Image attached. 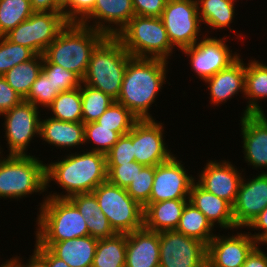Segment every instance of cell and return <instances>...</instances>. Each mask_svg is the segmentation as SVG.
I'll use <instances>...</instances> for the list:
<instances>
[{
  "label": "cell",
  "mask_w": 267,
  "mask_h": 267,
  "mask_svg": "<svg viewBox=\"0 0 267 267\" xmlns=\"http://www.w3.org/2000/svg\"><path fill=\"white\" fill-rule=\"evenodd\" d=\"M85 150L80 154H68L57 162L45 163L46 192L51 181L65 190V194L49 192L46 197L70 198L76 194L92 193L107 180L106 154Z\"/></svg>",
  "instance_id": "6da1fadb"
},
{
  "label": "cell",
  "mask_w": 267,
  "mask_h": 267,
  "mask_svg": "<svg viewBox=\"0 0 267 267\" xmlns=\"http://www.w3.org/2000/svg\"><path fill=\"white\" fill-rule=\"evenodd\" d=\"M168 61L158 58L132 57L127 65L117 102L139 120L154 119L150 107L166 82Z\"/></svg>",
  "instance_id": "7a4b0ae2"
},
{
  "label": "cell",
  "mask_w": 267,
  "mask_h": 267,
  "mask_svg": "<svg viewBox=\"0 0 267 267\" xmlns=\"http://www.w3.org/2000/svg\"><path fill=\"white\" fill-rule=\"evenodd\" d=\"M105 37L104 33L89 26L68 22L43 56L50 63L62 66L83 79L93 50Z\"/></svg>",
  "instance_id": "3957f363"
},
{
  "label": "cell",
  "mask_w": 267,
  "mask_h": 267,
  "mask_svg": "<svg viewBox=\"0 0 267 267\" xmlns=\"http://www.w3.org/2000/svg\"><path fill=\"white\" fill-rule=\"evenodd\" d=\"M131 58L116 36H106L93 50L82 83L117 100Z\"/></svg>",
  "instance_id": "277c9868"
},
{
  "label": "cell",
  "mask_w": 267,
  "mask_h": 267,
  "mask_svg": "<svg viewBox=\"0 0 267 267\" xmlns=\"http://www.w3.org/2000/svg\"><path fill=\"white\" fill-rule=\"evenodd\" d=\"M37 216V242H61L89 235L85 219L68 198L44 197Z\"/></svg>",
  "instance_id": "5b68a950"
},
{
  "label": "cell",
  "mask_w": 267,
  "mask_h": 267,
  "mask_svg": "<svg viewBox=\"0 0 267 267\" xmlns=\"http://www.w3.org/2000/svg\"><path fill=\"white\" fill-rule=\"evenodd\" d=\"M0 146V199H22L46 191L45 164L34 155H6ZM27 195V196H26Z\"/></svg>",
  "instance_id": "8992f818"
},
{
  "label": "cell",
  "mask_w": 267,
  "mask_h": 267,
  "mask_svg": "<svg viewBox=\"0 0 267 267\" xmlns=\"http://www.w3.org/2000/svg\"><path fill=\"white\" fill-rule=\"evenodd\" d=\"M116 37L124 49L136 58L169 61L175 49L160 17L135 15Z\"/></svg>",
  "instance_id": "52a82bcc"
},
{
  "label": "cell",
  "mask_w": 267,
  "mask_h": 267,
  "mask_svg": "<svg viewBox=\"0 0 267 267\" xmlns=\"http://www.w3.org/2000/svg\"><path fill=\"white\" fill-rule=\"evenodd\" d=\"M92 193L116 233L127 234L143 228L144 209L126 189L106 180Z\"/></svg>",
  "instance_id": "ba28073f"
},
{
  "label": "cell",
  "mask_w": 267,
  "mask_h": 267,
  "mask_svg": "<svg viewBox=\"0 0 267 267\" xmlns=\"http://www.w3.org/2000/svg\"><path fill=\"white\" fill-rule=\"evenodd\" d=\"M160 18L174 48L182 50L202 39L196 0H168Z\"/></svg>",
  "instance_id": "9c48e42d"
},
{
  "label": "cell",
  "mask_w": 267,
  "mask_h": 267,
  "mask_svg": "<svg viewBox=\"0 0 267 267\" xmlns=\"http://www.w3.org/2000/svg\"><path fill=\"white\" fill-rule=\"evenodd\" d=\"M159 267H207V245L176 230L159 232Z\"/></svg>",
  "instance_id": "30bf717a"
},
{
  "label": "cell",
  "mask_w": 267,
  "mask_h": 267,
  "mask_svg": "<svg viewBox=\"0 0 267 267\" xmlns=\"http://www.w3.org/2000/svg\"><path fill=\"white\" fill-rule=\"evenodd\" d=\"M40 112L32 103L22 100L2 114L9 155H27L30 142L39 137Z\"/></svg>",
  "instance_id": "8fae6325"
},
{
  "label": "cell",
  "mask_w": 267,
  "mask_h": 267,
  "mask_svg": "<svg viewBox=\"0 0 267 267\" xmlns=\"http://www.w3.org/2000/svg\"><path fill=\"white\" fill-rule=\"evenodd\" d=\"M202 37L203 40L201 39L195 45L181 51L190 57L191 69L204 82L220 70L227 68L240 55L237 52L233 54L226 45L227 36L217 38L203 35Z\"/></svg>",
  "instance_id": "7c38bea8"
},
{
  "label": "cell",
  "mask_w": 267,
  "mask_h": 267,
  "mask_svg": "<svg viewBox=\"0 0 267 267\" xmlns=\"http://www.w3.org/2000/svg\"><path fill=\"white\" fill-rule=\"evenodd\" d=\"M175 155L155 166V175L150 199L156 203L174 199H189L190 189L196 177L188 174L184 164ZM187 172V173H186Z\"/></svg>",
  "instance_id": "4fadbf2b"
},
{
  "label": "cell",
  "mask_w": 267,
  "mask_h": 267,
  "mask_svg": "<svg viewBox=\"0 0 267 267\" xmlns=\"http://www.w3.org/2000/svg\"><path fill=\"white\" fill-rule=\"evenodd\" d=\"M155 120H138L133 126L135 161L144 166H157L174 155L164 140V124Z\"/></svg>",
  "instance_id": "5bb4252c"
},
{
  "label": "cell",
  "mask_w": 267,
  "mask_h": 267,
  "mask_svg": "<svg viewBox=\"0 0 267 267\" xmlns=\"http://www.w3.org/2000/svg\"><path fill=\"white\" fill-rule=\"evenodd\" d=\"M258 245L249 232L215 234L207 245V267H241Z\"/></svg>",
  "instance_id": "9a60e30c"
},
{
  "label": "cell",
  "mask_w": 267,
  "mask_h": 267,
  "mask_svg": "<svg viewBox=\"0 0 267 267\" xmlns=\"http://www.w3.org/2000/svg\"><path fill=\"white\" fill-rule=\"evenodd\" d=\"M240 182L235 203L232 206L235 227L246 228L267 207V170L253 179ZM248 180V181H246Z\"/></svg>",
  "instance_id": "2e32d148"
},
{
  "label": "cell",
  "mask_w": 267,
  "mask_h": 267,
  "mask_svg": "<svg viewBox=\"0 0 267 267\" xmlns=\"http://www.w3.org/2000/svg\"><path fill=\"white\" fill-rule=\"evenodd\" d=\"M207 164L197 176V183L206 191L226 200L231 206L235 203L242 180V171L229 160H207Z\"/></svg>",
  "instance_id": "e0dca14e"
},
{
  "label": "cell",
  "mask_w": 267,
  "mask_h": 267,
  "mask_svg": "<svg viewBox=\"0 0 267 267\" xmlns=\"http://www.w3.org/2000/svg\"><path fill=\"white\" fill-rule=\"evenodd\" d=\"M134 16L132 0H96L93 10L80 23L106 36H117Z\"/></svg>",
  "instance_id": "ac0fdd59"
},
{
  "label": "cell",
  "mask_w": 267,
  "mask_h": 267,
  "mask_svg": "<svg viewBox=\"0 0 267 267\" xmlns=\"http://www.w3.org/2000/svg\"><path fill=\"white\" fill-rule=\"evenodd\" d=\"M243 154L253 168H267V117L265 113L245 114L240 117Z\"/></svg>",
  "instance_id": "d6986e66"
},
{
  "label": "cell",
  "mask_w": 267,
  "mask_h": 267,
  "mask_svg": "<svg viewBox=\"0 0 267 267\" xmlns=\"http://www.w3.org/2000/svg\"><path fill=\"white\" fill-rule=\"evenodd\" d=\"M241 55L227 68L220 70L215 75L207 78L204 82L210 91V103L219 106L227 102L234 95L245 92L246 63L240 58Z\"/></svg>",
  "instance_id": "ffe728a7"
},
{
  "label": "cell",
  "mask_w": 267,
  "mask_h": 267,
  "mask_svg": "<svg viewBox=\"0 0 267 267\" xmlns=\"http://www.w3.org/2000/svg\"><path fill=\"white\" fill-rule=\"evenodd\" d=\"M159 232L142 229L127 233L125 267H159Z\"/></svg>",
  "instance_id": "44dd1931"
},
{
  "label": "cell",
  "mask_w": 267,
  "mask_h": 267,
  "mask_svg": "<svg viewBox=\"0 0 267 267\" xmlns=\"http://www.w3.org/2000/svg\"><path fill=\"white\" fill-rule=\"evenodd\" d=\"M189 202L200 210L211 224L223 229H236L232 206L224 199L204 190L196 181L191 186Z\"/></svg>",
  "instance_id": "7402d4cb"
},
{
  "label": "cell",
  "mask_w": 267,
  "mask_h": 267,
  "mask_svg": "<svg viewBox=\"0 0 267 267\" xmlns=\"http://www.w3.org/2000/svg\"><path fill=\"white\" fill-rule=\"evenodd\" d=\"M70 267H92L98 239L90 235L61 242H38Z\"/></svg>",
  "instance_id": "603a6c76"
},
{
  "label": "cell",
  "mask_w": 267,
  "mask_h": 267,
  "mask_svg": "<svg viewBox=\"0 0 267 267\" xmlns=\"http://www.w3.org/2000/svg\"><path fill=\"white\" fill-rule=\"evenodd\" d=\"M39 138L59 149L84 145V123L66 122L47 117L40 119Z\"/></svg>",
  "instance_id": "cb8c5ba5"
},
{
  "label": "cell",
  "mask_w": 267,
  "mask_h": 267,
  "mask_svg": "<svg viewBox=\"0 0 267 267\" xmlns=\"http://www.w3.org/2000/svg\"><path fill=\"white\" fill-rule=\"evenodd\" d=\"M189 199H174L143 206V227L149 231L176 230Z\"/></svg>",
  "instance_id": "d4e9b609"
},
{
  "label": "cell",
  "mask_w": 267,
  "mask_h": 267,
  "mask_svg": "<svg viewBox=\"0 0 267 267\" xmlns=\"http://www.w3.org/2000/svg\"><path fill=\"white\" fill-rule=\"evenodd\" d=\"M67 24L68 21L62 12H33L31 15L33 52L36 55H43Z\"/></svg>",
  "instance_id": "484cf974"
},
{
  "label": "cell",
  "mask_w": 267,
  "mask_h": 267,
  "mask_svg": "<svg viewBox=\"0 0 267 267\" xmlns=\"http://www.w3.org/2000/svg\"><path fill=\"white\" fill-rule=\"evenodd\" d=\"M68 199L77 207L85 219L90 236L104 239L116 234L107 217L101 211L93 193L76 194Z\"/></svg>",
  "instance_id": "4316f807"
},
{
  "label": "cell",
  "mask_w": 267,
  "mask_h": 267,
  "mask_svg": "<svg viewBox=\"0 0 267 267\" xmlns=\"http://www.w3.org/2000/svg\"><path fill=\"white\" fill-rule=\"evenodd\" d=\"M245 72L244 97L248 99L242 115L264 113L259 106L261 99H267V65L258 60H249Z\"/></svg>",
  "instance_id": "83f0119b"
},
{
  "label": "cell",
  "mask_w": 267,
  "mask_h": 267,
  "mask_svg": "<svg viewBox=\"0 0 267 267\" xmlns=\"http://www.w3.org/2000/svg\"><path fill=\"white\" fill-rule=\"evenodd\" d=\"M235 1L237 0H196L201 23L215 30L228 27L232 32L230 24L234 22L236 14Z\"/></svg>",
  "instance_id": "f1b7e54d"
},
{
  "label": "cell",
  "mask_w": 267,
  "mask_h": 267,
  "mask_svg": "<svg viewBox=\"0 0 267 267\" xmlns=\"http://www.w3.org/2000/svg\"><path fill=\"white\" fill-rule=\"evenodd\" d=\"M127 234L98 239L92 267H125Z\"/></svg>",
  "instance_id": "f546056e"
},
{
  "label": "cell",
  "mask_w": 267,
  "mask_h": 267,
  "mask_svg": "<svg viewBox=\"0 0 267 267\" xmlns=\"http://www.w3.org/2000/svg\"><path fill=\"white\" fill-rule=\"evenodd\" d=\"M213 229L214 226L206 216L188 201L184 207L176 231L185 236L196 238L208 245L215 236L214 232L212 233Z\"/></svg>",
  "instance_id": "4dcf8cb0"
},
{
  "label": "cell",
  "mask_w": 267,
  "mask_h": 267,
  "mask_svg": "<svg viewBox=\"0 0 267 267\" xmlns=\"http://www.w3.org/2000/svg\"><path fill=\"white\" fill-rule=\"evenodd\" d=\"M43 55L15 65L3 76L7 83L24 99L37 77L42 72Z\"/></svg>",
  "instance_id": "1f68e13d"
},
{
  "label": "cell",
  "mask_w": 267,
  "mask_h": 267,
  "mask_svg": "<svg viewBox=\"0 0 267 267\" xmlns=\"http://www.w3.org/2000/svg\"><path fill=\"white\" fill-rule=\"evenodd\" d=\"M51 110L53 119L66 122H83L81 86L58 94L46 108Z\"/></svg>",
  "instance_id": "d6a6232c"
},
{
  "label": "cell",
  "mask_w": 267,
  "mask_h": 267,
  "mask_svg": "<svg viewBox=\"0 0 267 267\" xmlns=\"http://www.w3.org/2000/svg\"><path fill=\"white\" fill-rule=\"evenodd\" d=\"M33 12L30 0H0V36H5Z\"/></svg>",
  "instance_id": "836d02e7"
},
{
  "label": "cell",
  "mask_w": 267,
  "mask_h": 267,
  "mask_svg": "<svg viewBox=\"0 0 267 267\" xmlns=\"http://www.w3.org/2000/svg\"><path fill=\"white\" fill-rule=\"evenodd\" d=\"M83 123L96 121L116 100L100 90L81 84Z\"/></svg>",
  "instance_id": "e575fe53"
},
{
  "label": "cell",
  "mask_w": 267,
  "mask_h": 267,
  "mask_svg": "<svg viewBox=\"0 0 267 267\" xmlns=\"http://www.w3.org/2000/svg\"><path fill=\"white\" fill-rule=\"evenodd\" d=\"M139 119L124 105L115 101L96 120L102 127L113 128L121 136L126 135Z\"/></svg>",
  "instance_id": "d590c367"
},
{
  "label": "cell",
  "mask_w": 267,
  "mask_h": 267,
  "mask_svg": "<svg viewBox=\"0 0 267 267\" xmlns=\"http://www.w3.org/2000/svg\"><path fill=\"white\" fill-rule=\"evenodd\" d=\"M121 135L113 131V128L102 127L96 121L84 124V143H92L97 145L89 149V151L100 152L106 154L113 145L119 140Z\"/></svg>",
  "instance_id": "8d00e7d4"
},
{
  "label": "cell",
  "mask_w": 267,
  "mask_h": 267,
  "mask_svg": "<svg viewBox=\"0 0 267 267\" xmlns=\"http://www.w3.org/2000/svg\"><path fill=\"white\" fill-rule=\"evenodd\" d=\"M42 72L50 79L59 93L73 90L82 84V79L77 74L50 63L44 56Z\"/></svg>",
  "instance_id": "74e56055"
},
{
  "label": "cell",
  "mask_w": 267,
  "mask_h": 267,
  "mask_svg": "<svg viewBox=\"0 0 267 267\" xmlns=\"http://www.w3.org/2000/svg\"><path fill=\"white\" fill-rule=\"evenodd\" d=\"M58 94L59 92L50 79L41 72L33 82L28 95L23 100L32 103L37 108H40V106L47 108Z\"/></svg>",
  "instance_id": "f35d334b"
},
{
  "label": "cell",
  "mask_w": 267,
  "mask_h": 267,
  "mask_svg": "<svg viewBox=\"0 0 267 267\" xmlns=\"http://www.w3.org/2000/svg\"><path fill=\"white\" fill-rule=\"evenodd\" d=\"M155 175V166H144L126 188L127 193L142 207L149 201Z\"/></svg>",
  "instance_id": "ab89813d"
},
{
  "label": "cell",
  "mask_w": 267,
  "mask_h": 267,
  "mask_svg": "<svg viewBox=\"0 0 267 267\" xmlns=\"http://www.w3.org/2000/svg\"><path fill=\"white\" fill-rule=\"evenodd\" d=\"M135 161L133 150V128L122 135L113 147L106 153L107 166H119Z\"/></svg>",
  "instance_id": "60d3db41"
},
{
  "label": "cell",
  "mask_w": 267,
  "mask_h": 267,
  "mask_svg": "<svg viewBox=\"0 0 267 267\" xmlns=\"http://www.w3.org/2000/svg\"><path fill=\"white\" fill-rule=\"evenodd\" d=\"M143 167L144 165L136 161L119 166H107V180L126 189Z\"/></svg>",
  "instance_id": "b9f144b4"
},
{
  "label": "cell",
  "mask_w": 267,
  "mask_h": 267,
  "mask_svg": "<svg viewBox=\"0 0 267 267\" xmlns=\"http://www.w3.org/2000/svg\"><path fill=\"white\" fill-rule=\"evenodd\" d=\"M96 0H70L62 12L68 22L80 23L94 8Z\"/></svg>",
  "instance_id": "7bdbcfd3"
},
{
  "label": "cell",
  "mask_w": 267,
  "mask_h": 267,
  "mask_svg": "<svg viewBox=\"0 0 267 267\" xmlns=\"http://www.w3.org/2000/svg\"><path fill=\"white\" fill-rule=\"evenodd\" d=\"M11 42L27 47L33 51V40L31 33V16L17 25L5 35Z\"/></svg>",
  "instance_id": "ee69618b"
},
{
  "label": "cell",
  "mask_w": 267,
  "mask_h": 267,
  "mask_svg": "<svg viewBox=\"0 0 267 267\" xmlns=\"http://www.w3.org/2000/svg\"><path fill=\"white\" fill-rule=\"evenodd\" d=\"M168 0H132L135 15L161 17Z\"/></svg>",
  "instance_id": "f6af8a7d"
},
{
  "label": "cell",
  "mask_w": 267,
  "mask_h": 267,
  "mask_svg": "<svg viewBox=\"0 0 267 267\" xmlns=\"http://www.w3.org/2000/svg\"><path fill=\"white\" fill-rule=\"evenodd\" d=\"M23 98L0 76V116L18 105Z\"/></svg>",
  "instance_id": "bcb514c9"
},
{
  "label": "cell",
  "mask_w": 267,
  "mask_h": 267,
  "mask_svg": "<svg viewBox=\"0 0 267 267\" xmlns=\"http://www.w3.org/2000/svg\"><path fill=\"white\" fill-rule=\"evenodd\" d=\"M35 56L36 54L31 49L13 43L7 38L8 71L15 65L29 61Z\"/></svg>",
  "instance_id": "7dc6e473"
},
{
  "label": "cell",
  "mask_w": 267,
  "mask_h": 267,
  "mask_svg": "<svg viewBox=\"0 0 267 267\" xmlns=\"http://www.w3.org/2000/svg\"><path fill=\"white\" fill-rule=\"evenodd\" d=\"M247 228H252L253 230L257 231L262 230L261 232H255L254 234L251 232L249 233L259 245L260 243L267 245V207L251 221Z\"/></svg>",
  "instance_id": "c3c4849f"
},
{
  "label": "cell",
  "mask_w": 267,
  "mask_h": 267,
  "mask_svg": "<svg viewBox=\"0 0 267 267\" xmlns=\"http://www.w3.org/2000/svg\"><path fill=\"white\" fill-rule=\"evenodd\" d=\"M32 254L26 264L22 262L23 259L20 256L12 257L10 260L8 259L5 261L7 267H48L46 260L35 249Z\"/></svg>",
  "instance_id": "681fc988"
},
{
  "label": "cell",
  "mask_w": 267,
  "mask_h": 267,
  "mask_svg": "<svg viewBox=\"0 0 267 267\" xmlns=\"http://www.w3.org/2000/svg\"><path fill=\"white\" fill-rule=\"evenodd\" d=\"M34 246V249L46 260L48 267H70L63 260L56 257L48 248L42 247L37 241Z\"/></svg>",
  "instance_id": "f907efd6"
},
{
  "label": "cell",
  "mask_w": 267,
  "mask_h": 267,
  "mask_svg": "<svg viewBox=\"0 0 267 267\" xmlns=\"http://www.w3.org/2000/svg\"><path fill=\"white\" fill-rule=\"evenodd\" d=\"M241 267H267V253L263 252L258 245Z\"/></svg>",
  "instance_id": "816d5d0a"
},
{
  "label": "cell",
  "mask_w": 267,
  "mask_h": 267,
  "mask_svg": "<svg viewBox=\"0 0 267 267\" xmlns=\"http://www.w3.org/2000/svg\"><path fill=\"white\" fill-rule=\"evenodd\" d=\"M34 12H61L55 5L54 0H30Z\"/></svg>",
  "instance_id": "f5cc1de1"
},
{
  "label": "cell",
  "mask_w": 267,
  "mask_h": 267,
  "mask_svg": "<svg viewBox=\"0 0 267 267\" xmlns=\"http://www.w3.org/2000/svg\"><path fill=\"white\" fill-rule=\"evenodd\" d=\"M8 71L7 37L0 36V76Z\"/></svg>",
  "instance_id": "db71d44e"
},
{
  "label": "cell",
  "mask_w": 267,
  "mask_h": 267,
  "mask_svg": "<svg viewBox=\"0 0 267 267\" xmlns=\"http://www.w3.org/2000/svg\"><path fill=\"white\" fill-rule=\"evenodd\" d=\"M54 5L63 12L70 5V0H54Z\"/></svg>",
  "instance_id": "11a10c76"
},
{
  "label": "cell",
  "mask_w": 267,
  "mask_h": 267,
  "mask_svg": "<svg viewBox=\"0 0 267 267\" xmlns=\"http://www.w3.org/2000/svg\"><path fill=\"white\" fill-rule=\"evenodd\" d=\"M0 267H7L6 262H4V264L2 263V265H0Z\"/></svg>",
  "instance_id": "9f6ffc18"
}]
</instances>
